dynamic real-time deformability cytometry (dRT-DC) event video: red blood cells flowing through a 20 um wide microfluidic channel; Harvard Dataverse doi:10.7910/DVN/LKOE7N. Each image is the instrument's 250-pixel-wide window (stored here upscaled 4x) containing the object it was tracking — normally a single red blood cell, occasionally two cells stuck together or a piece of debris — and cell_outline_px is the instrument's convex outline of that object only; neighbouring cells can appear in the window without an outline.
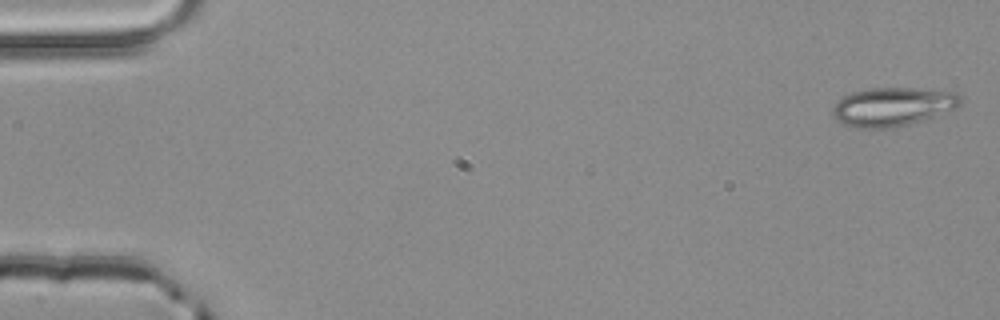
{"species": "common noctule bat (a hibernating species)", "species_latin": "Nyctalus noctula", "temperature_condition": "room temperature", "stored_images_in_passage": 4, "camera_frame_rate_fps": 3000, "um_per_image_px": 0.085, "animal": {"sex": "male", "body_mass_g": 20.4}, "frame": {"image": 1, "passage_image": 1, "time_ms": 0.0, "image_size_px": [1000, 320], "cell_outline_px": [[960, 104], [956, 108], [924, 120], [892, 128], [856, 128], [844, 124], [836, 120], [832, 112], [832, 108], [844, 96], [852, 92], [868, 88], [916, 88], [956, 92], [960, 96]], "centroid_in_image_um": [75.88, 9.07], "position_along_channel_um": 9.1, "area_um2": 28.78}}
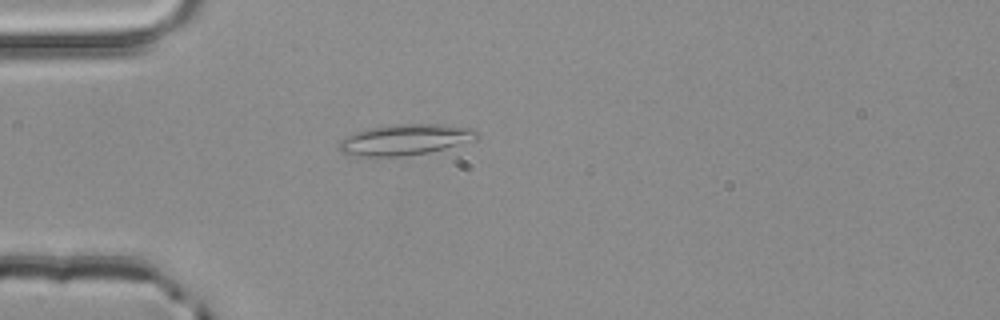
{"frame": {"image": 2, "passage_image": 4, "time_ms": 1.0, "image_size_px": [1000, 320], "cell_outline_px": [[480, 132], [476, 136], [456, 144], [444, 148], [428, 152], [400, 156], [356, 156], [340, 152], [340, 140], [344, 136], [368, 128], [396, 124], [444, 124], [472, 128]], "centroid_in_image_um": [34.35, 11.85], "position_along_channel_um": 50.7, "area_um2": 24.28}}